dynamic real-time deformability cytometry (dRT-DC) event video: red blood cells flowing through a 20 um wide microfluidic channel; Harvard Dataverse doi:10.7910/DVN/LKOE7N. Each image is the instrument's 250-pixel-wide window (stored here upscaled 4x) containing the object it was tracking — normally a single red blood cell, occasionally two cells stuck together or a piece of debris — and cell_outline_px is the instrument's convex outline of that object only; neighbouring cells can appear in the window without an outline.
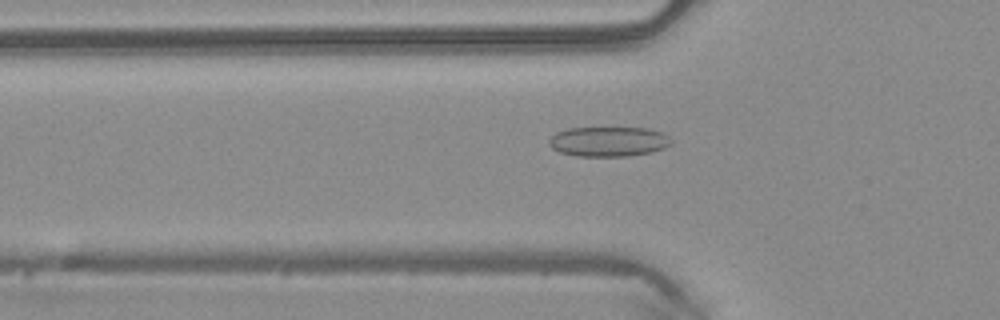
{"species": "common noctule bat (a hibernating species)", "species_latin": "Nyctalus noctula", "temperature_condition": "warm", "stored_images_in_passage": 37, "camera_frame_rate_fps": 3000, "um_per_image_px": 0.085, "animal": {"sex": "male", "body_mass_g": 20.4}, "frame": {"image": 1, "passage_image": 4, "time_ms": 1.0, "image_size_px": [1000, 320], "cell_outline_px": [[672, 144], [664, 148], [652, 152], [628, 156], [576, 156], [560, 152], [552, 148], [548, 144], [548, 140], [556, 132], [568, 128], [648, 128], [664, 132], [672, 140]], "centroid_in_image_um": [51.74, 12.03], "position_along_channel_um": 74.1, "area_um2": 21.44}}
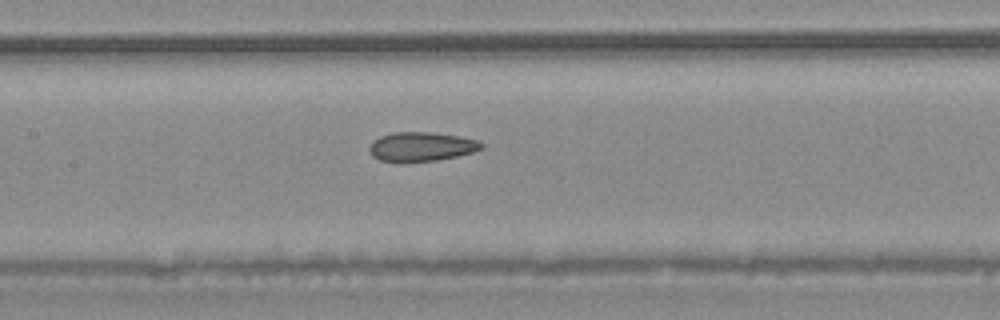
{"frame": {"image": 2, "passage_image": 11, "time_ms": 3.333, "image_size_px": [1000, 320], "cell_outline_px": [[484, 148], [472, 152], [456, 156], [436, 160], [400, 164], [380, 160], [372, 156], [368, 148], [380, 136], [392, 132], [432, 132], [460, 136], [476, 140], [484, 144]], "centroid_in_image_um": [35.79, 12.48], "position_along_channel_um": 171.6, "area_um2": 19.36}}
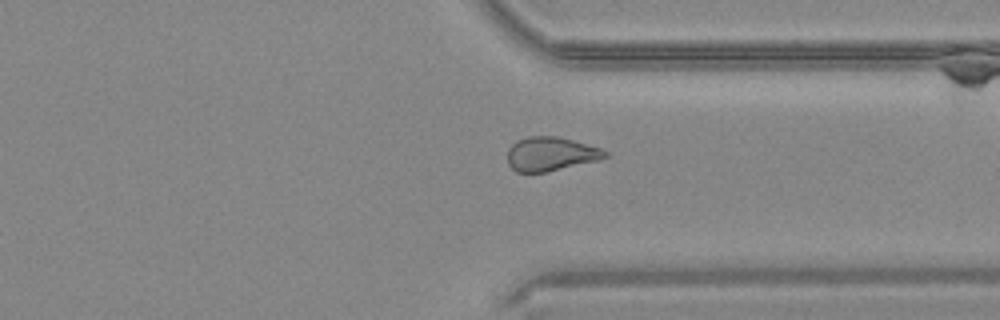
{"frame": {"image": 3, "passage_image": 25, "time_ms": 8.0, "image_size_px": [1000, 320], "cell_outline_px": [[608, 156], [600, 160], [548, 172], [516, 172], [508, 164], [508, 148], [516, 140], [528, 136], [556, 136], [572, 140], [600, 148], [608, 152]], "centroid_in_image_um": [46.81, 13.09], "position_along_channel_um": 364.6, "area_um2": 19.42}, "authors_computed_cell_mechanics": {"area_um2": 19.7098, "velocity_mm_per_s": 4.1357, "shape_relaxation_time_tau1_ms": 9.2832, "shape_relaxation_time_tau2_ms": 2.3249, "deformation_change_tau1": 0.1513, "deformation_change_tau2": 0.0857}}